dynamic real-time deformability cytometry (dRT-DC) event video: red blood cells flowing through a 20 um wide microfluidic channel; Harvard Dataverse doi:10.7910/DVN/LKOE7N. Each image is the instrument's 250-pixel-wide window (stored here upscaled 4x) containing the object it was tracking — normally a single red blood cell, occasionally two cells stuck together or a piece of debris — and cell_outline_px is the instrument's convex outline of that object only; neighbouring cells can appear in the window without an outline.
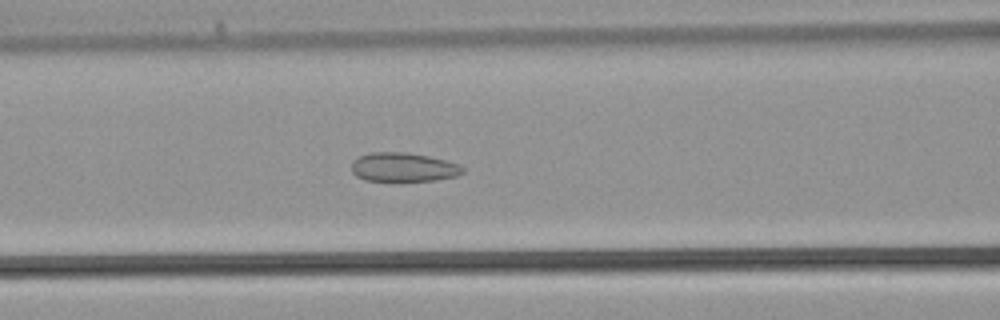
{"species": "common noctule bat (a hibernating species)", "species_latin": "Nyctalus noctula", "temperature_condition": "warm", "stored_images_in_passage": 28, "camera_frame_rate_fps": 3000, "um_per_image_px": 0.085, "animal": {"sex": "male", "body_mass_g": 21.5, "forearm_length_mm": 52.0}, "frame": {"image": 1, "passage_image": 4, "time_ms": 1.0, "image_size_px": [1000, 320], "cell_outline_px": [[464, 172], [456, 176], [436, 180], [364, 180], [356, 176], [352, 172], [352, 160], [360, 156], [372, 152], [404, 152], [428, 156], [460, 164], [464, 168]], "centroid_in_image_um": [34.28, 14.2], "position_along_channel_um": 132.3, "area_um2": 18.61}}
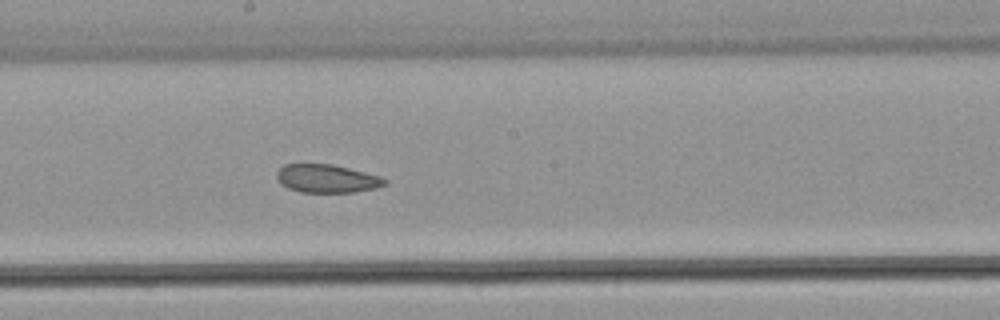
{"frame": {"image": 2, "passage_image": 9, "time_ms": 2.667, "image_size_px": [1000, 320], "cell_outline_px": [[388, 184], [376, 188], [356, 192], [300, 192], [288, 188], [280, 184], [276, 176], [276, 172], [284, 164], [332, 164], [380, 176], [388, 180]], "centroid_in_image_um": [27.79, 15.18], "position_along_channel_um": 220.4, "area_um2": 17.86}}
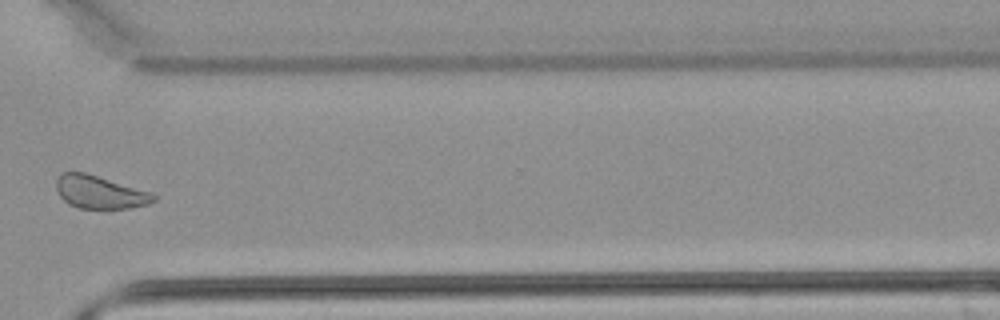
{"frame": {"image": 3, "passage_image": 17, "time_ms": 5.333, "image_size_px": [1000, 320], "cell_outline_px": [[156, 200], [148, 204], [128, 208], [104, 212], [80, 208], [68, 204], [60, 196], [56, 188], [56, 180], [64, 172], [84, 172], [148, 192], [156, 196]], "centroid_in_image_um": [8.45, 16.4], "position_along_channel_um": 362.1, "area_um2": 18.84}}